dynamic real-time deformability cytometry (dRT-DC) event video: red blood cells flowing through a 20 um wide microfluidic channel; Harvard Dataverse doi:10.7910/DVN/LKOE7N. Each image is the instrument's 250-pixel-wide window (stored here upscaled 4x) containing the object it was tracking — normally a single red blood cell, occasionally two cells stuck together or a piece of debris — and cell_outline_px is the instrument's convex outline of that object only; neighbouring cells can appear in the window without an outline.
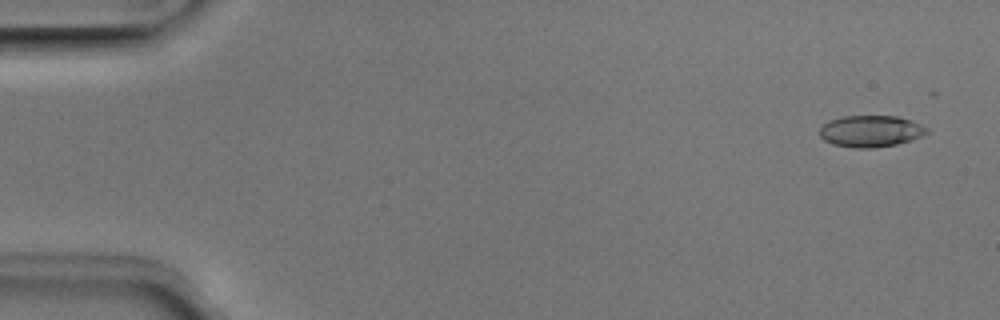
{"species": "Egyptian fruit bat (a non-hibernating species)", "species_latin": "Rousettus aegyptiacus", "temperature_condition": "room temperature", "stored_images_in_passage": 40, "camera_frame_rate_fps": 3000, "um_per_image_px": 0.085, "animal": {"sex": "male"}, "frame": {"image": 1, "passage_image": 3, "time_ms": 0.667, "image_size_px": [1000, 320], "cell_outline_px": [[928, 132], [912, 140], [896, 144], [872, 148], [852, 148], [832, 144], [824, 140], [820, 136], [820, 128], [828, 120], [844, 116], [896, 116], [912, 120], [928, 128]], "centroid_in_image_um": [74.0, 11.15], "position_along_channel_um": 11.0, "area_um2": 19.77}}
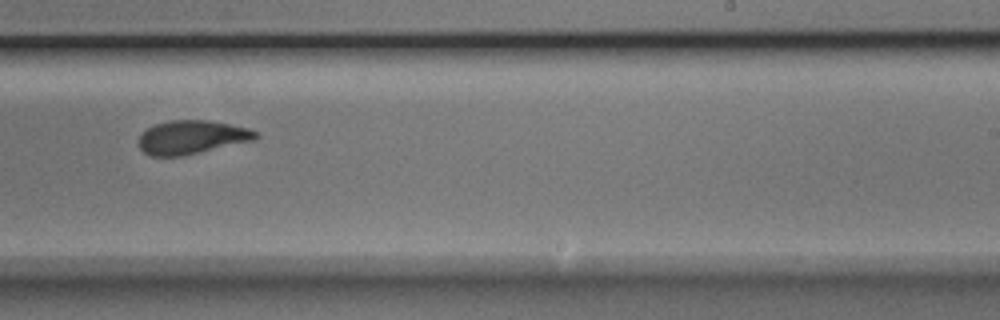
{"frame": {"image": 2, "passage_image": 21, "time_ms": 6.667, "image_size_px": [1000, 320], "cell_outline_px": [[260, 136], [256, 140], [180, 156], [152, 156], [144, 152], [140, 148], [140, 136], [148, 128], [156, 124], [168, 120], [208, 120], [232, 124], [248, 128], [256, 132]], "centroid_in_image_um": [16.34, 11.65], "position_along_channel_um": 272.7, "area_um2": 22.77}}
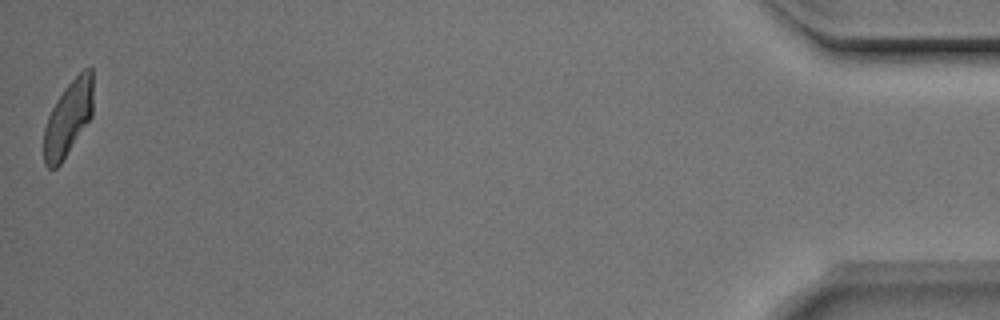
{"frame": {"image": 3, "passage_image": 40, "time_ms": 13.0, "image_size_px": [1000, 320], "cell_outline_px": [[92, 116], [60, 164], [56, 168], [48, 168], [44, 164], [44, 128], [48, 116], [56, 100], [64, 88], [84, 68], [92, 68]], "centroid_in_image_um": [5.78, 10.05], "position_along_channel_um": 429.4, "area_um2": 21.27}, "authors_computed_cell_mechanics": {"area_um2": 22.8599, "velocity_mm_per_s": 3.9495, "shape_relaxation_time_tau1_ms": 4.185, "shape_relaxation_time_tau2_ms": 1.8732, "deformation_change_tau1": 0.1564, "deformation_change_tau2": 0.094}}